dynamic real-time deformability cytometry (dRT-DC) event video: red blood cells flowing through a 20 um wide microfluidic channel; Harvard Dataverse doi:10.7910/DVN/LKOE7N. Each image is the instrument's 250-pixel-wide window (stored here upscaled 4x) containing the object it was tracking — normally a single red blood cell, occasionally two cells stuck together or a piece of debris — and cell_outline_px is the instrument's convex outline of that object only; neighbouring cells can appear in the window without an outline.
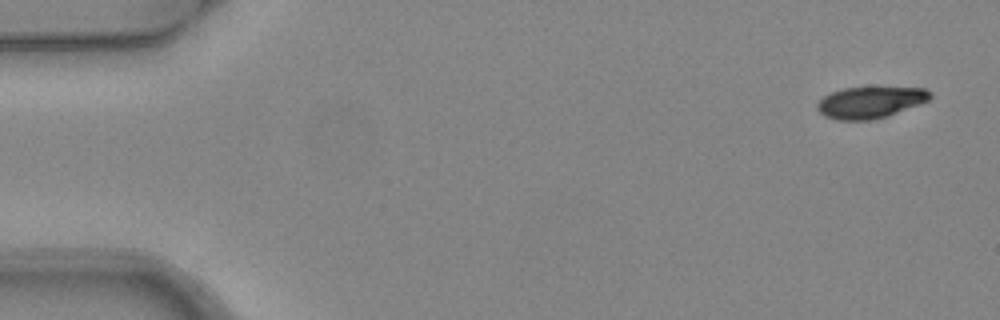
{"species": "common noctule bat (a hibernating species)", "species_latin": "Nyctalus noctula", "temperature_condition": "warm", "stored_images_in_passage": 6, "camera_frame_rate_fps": 3000, "um_per_image_px": 0.085, "animal": {"sex": "female", "body_mass_g": 24.6, "forearm_length_mm": 56.2}, "frame": {"image": 1, "passage_image": 1, "time_ms": 0.0, "image_size_px": [1000, 320], "cell_outline_px": [[932, 96], [928, 100], [888, 116], [872, 120], [836, 120], [824, 116], [816, 108], [816, 104], [824, 96], [832, 92], [844, 88], [924, 88]], "centroid_in_image_um": [73.91, 8.72], "position_along_channel_um": 11.1, "area_um2": 20.4}}
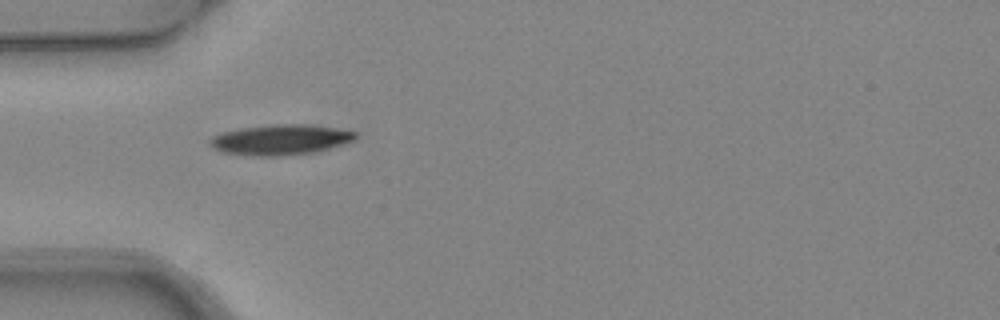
{"frame": {"image": 2, "passage_image": 5, "time_ms": 1.333, "image_size_px": [1000, 320], "cell_outline_px": [[360, 136], [356, 140], [344, 144], [312, 152], [280, 156], [256, 156], [224, 152], [212, 148], [208, 144], [208, 140], [212, 136], [220, 132], [240, 128], [268, 124], [308, 124], [336, 128], [356, 132]], "centroid_in_image_um": [23.82, 11.86], "position_along_channel_um": 61.2, "area_um2": 26.01}}
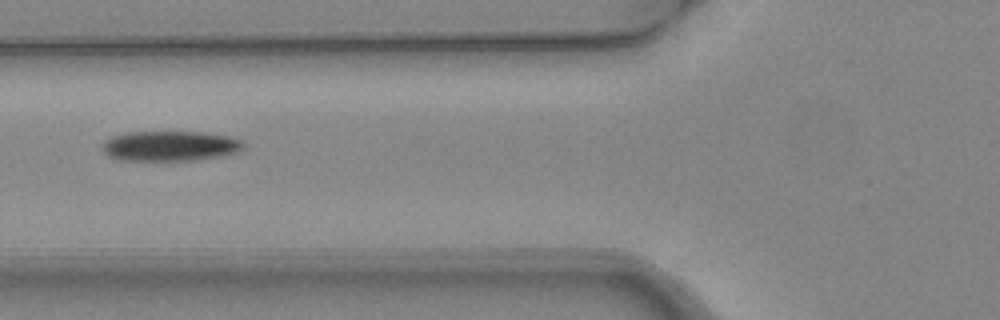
{"frame": {"image": 3, "passage_image": 6, "time_ms": 1.667, "image_size_px": [1000, 320], "cell_outline_px": [[244, 148], [236, 152], [220, 156], [196, 160], [120, 160], [108, 156], [100, 148], [104, 140], [112, 136], [128, 132], [200, 132], [228, 136], [240, 140], [244, 144]], "centroid_in_image_um": [14.4, 12.41], "position_along_channel_um": 111.4, "area_um2": 24.74}}